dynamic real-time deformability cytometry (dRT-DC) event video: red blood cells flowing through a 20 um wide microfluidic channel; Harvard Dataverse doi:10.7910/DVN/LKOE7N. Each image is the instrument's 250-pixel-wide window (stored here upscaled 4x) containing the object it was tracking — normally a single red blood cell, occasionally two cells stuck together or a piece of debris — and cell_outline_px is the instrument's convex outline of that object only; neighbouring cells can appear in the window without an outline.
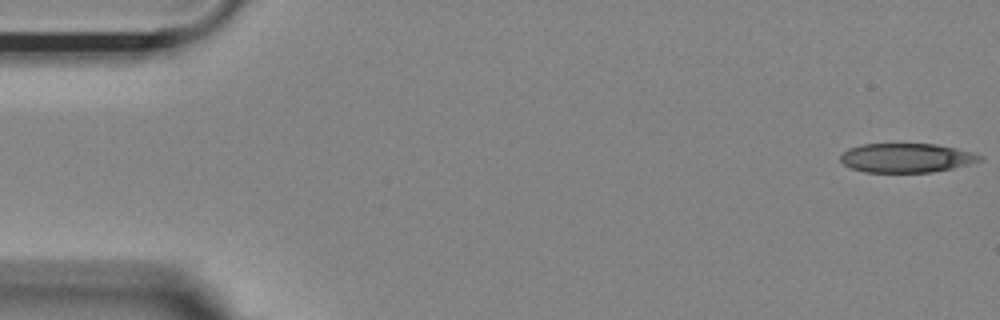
{"species": "Egyptian fruit bat (a non-hibernating species)", "species_latin": "Rousettus aegyptiacus", "temperature_condition": "room temperature", "stored_images_in_passage": 18, "camera_frame_rate_fps": 3000, "um_per_image_px": 0.085, "animal": {"sex": "female"}, "frame": {"image": 1, "passage_image": 1, "time_ms": 0.0, "image_size_px": [1000, 320], "cell_outline_px": [[984, 156], [980, 160], [968, 164], [952, 168], [932, 172], [864, 172], [852, 168], [844, 164], [840, 160], [840, 156], [848, 148], [864, 144], [936, 144], [956, 148], [972, 152]], "centroid_in_image_um": [77.04, 13.42], "position_along_channel_um": 8.0, "area_um2": 23.52}}
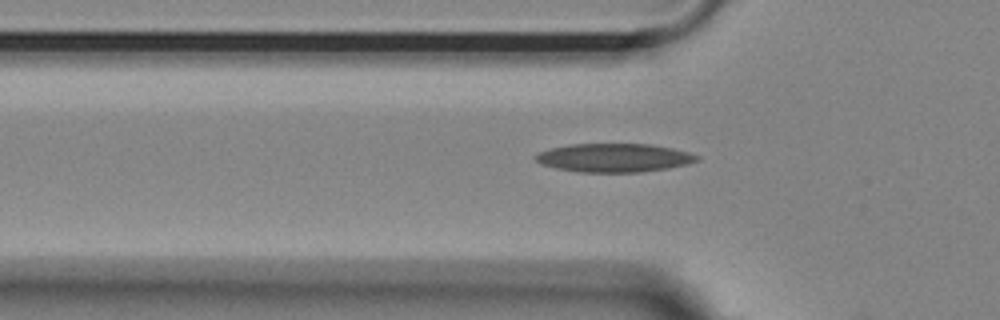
{"frame": {"image": 2, "passage_image": 17, "time_ms": 5.333, "image_size_px": [1000, 320], "cell_outline_px": [[700, 160], [688, 164], [668, 168], [640, 172], [580, 172], [556, 168], [540, 164], [536, 160], [536, 156], [540, 152], [552, 148], [568, 144], [652, 144], [672, 148], [688, 152], [700, 156]], "centroid_in_image_um": [52.23, 13.41], "position_along_channel_um": 73.6, "area_um2": 26.82}}